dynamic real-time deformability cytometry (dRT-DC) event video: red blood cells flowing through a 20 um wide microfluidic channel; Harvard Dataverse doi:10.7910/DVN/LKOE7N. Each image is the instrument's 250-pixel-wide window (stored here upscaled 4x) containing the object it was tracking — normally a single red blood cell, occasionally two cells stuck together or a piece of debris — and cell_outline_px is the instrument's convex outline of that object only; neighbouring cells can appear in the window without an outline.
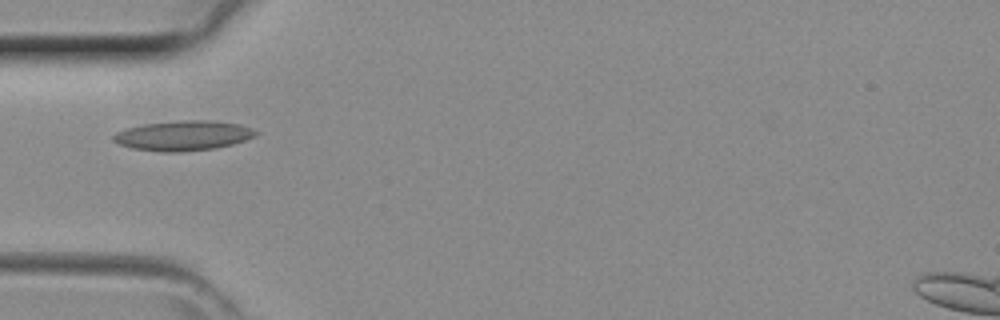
{"species": "common noctule bat (a hibernating species)", "species_latin": "Nyctalus noctula", "temperature_condition": "room temperature", "stored_images_in_passage": 32, "camera_frame_rate_fps": 3000, "um_per_image_px": 0.085, "animal": {"sex": "female", "body_mass_g": 29.2, "forearm_length_mm": 56.3}, "frame": {"image": 1, "passage_image": 3, "time_ms": 0.667, "image_size_px": [1000, 320], "cell_outline_px": [[260, 132], [256, 136], [232, 144], [216, 148], [180, 152], [160, 152], [132, 148], [120, 144], [112, 140], [112, 136], [116, 132], [128, 128], [144, 124], [180, 120], [212, 120], [240, 124], [252, 128]], "centroid_in_image_um": [15.6, 11.52], "position_along_channel_um": 69.4, "area_um2": 24.91}}
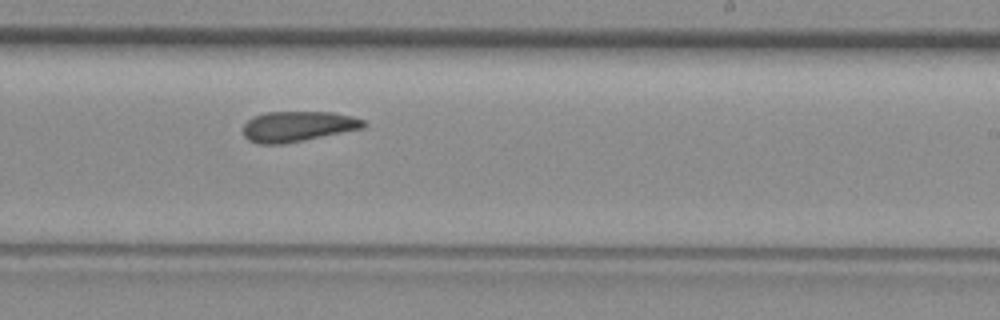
{"frame": {"image": 2, "passage_image": 15, "time_ms": 4.667, "image_size_px": [1000, 320], "cell_outline_px": [[368, 124], [364, 128], [284, 144], [260, 144], [248, 140], [244, 136], [244, 124], [252, 116], [264, 112], [332, 112], [352, 116], [364, 120]], "centroid_in_image_um": [25.31, 10.74], "position_along_channel_um": 263.7, "area_um2": 21.44}}
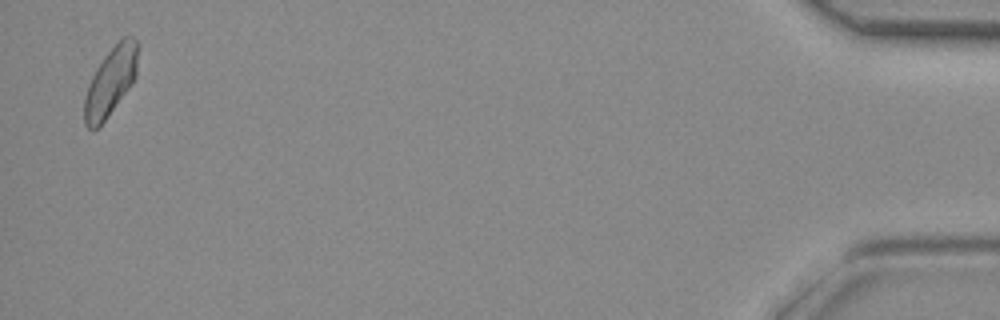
{"frame": {"image": 3, "passage_image": 31, "time_ms": 10.0, "image_size_px": [1000, 320], "cell_outline_px": [[136, 76], [128, 88], [104, 120], [96, 128], [88, 128], [84, 124], [84, 100], [88, 84], [96, 68], [104, 56], [124, 36], [132, 36], [136, 40]], "centroid_in_image_um": [9.36, 6.93], "position_along_channel_um": 425.8, "area_um2": 20.52}}